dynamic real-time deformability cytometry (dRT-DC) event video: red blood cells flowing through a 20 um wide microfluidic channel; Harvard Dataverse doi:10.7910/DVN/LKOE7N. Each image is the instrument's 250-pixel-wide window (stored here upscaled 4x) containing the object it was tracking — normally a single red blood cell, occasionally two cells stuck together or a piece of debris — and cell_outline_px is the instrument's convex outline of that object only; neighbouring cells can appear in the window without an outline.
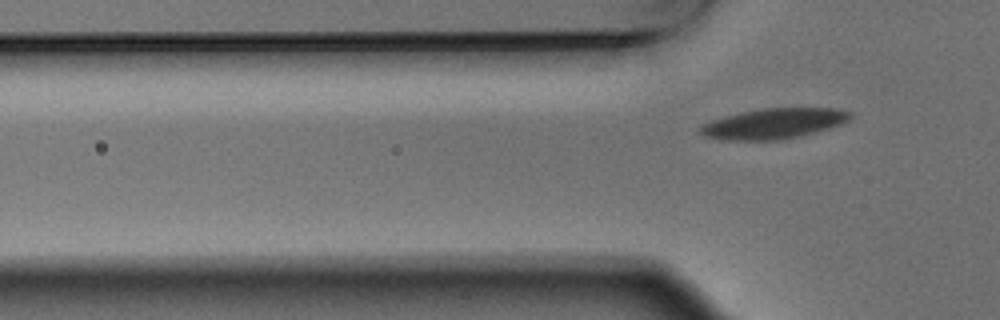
{"species": "Egyptian fruit bat (a non-hibernating species)", "species_latin": "Rousettus aegyptiacus", "temperature_condition": "warm", "stored_images_in_passage": 2, "camera_frame_rate_fps": 3000, "um_per_image_px": 0.085, "animal": {"sex": "male"}, "frame": {"image": 1, "passage_image": 2, "time_ms": 0.333, "image_size_px": [1000, 320], "cell_outline_px": [[852, 116], [848, 120], [840, 124], [828, 128], [800, 136], [776, 140], [728, 140], [704, 136], [700, 132], [700, 124], [712, 120], [744, 112], [764, 108], [836, 108], [852, 112]], "centroid_in_image_um": [65.78, 10.5], "position_along_channel_um": 60.0, "area_um2": 26.18}}